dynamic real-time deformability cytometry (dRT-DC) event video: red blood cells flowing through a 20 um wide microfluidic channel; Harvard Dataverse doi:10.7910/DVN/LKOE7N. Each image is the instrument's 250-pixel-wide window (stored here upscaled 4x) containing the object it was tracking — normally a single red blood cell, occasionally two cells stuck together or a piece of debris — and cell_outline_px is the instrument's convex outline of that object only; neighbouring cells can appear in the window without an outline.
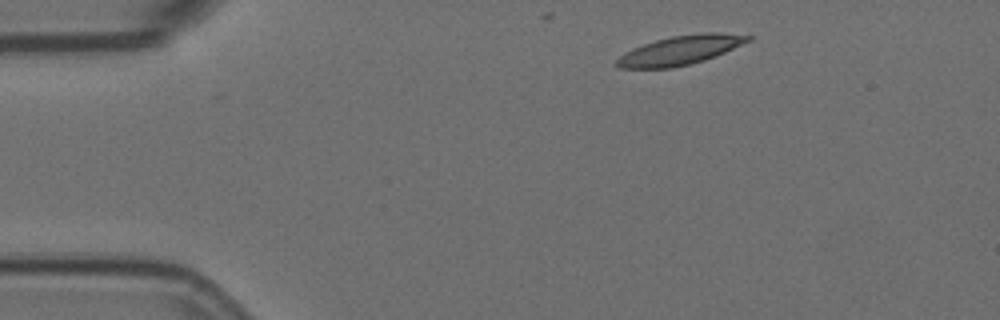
{"species": "Egyptian fruit bat (a non-hibernating species)", "species_latin": "Rousettus aegyptiacus", "temperature_condition": "room temperature", "stored_images_in_passage": 9, "camera_frame_rate_fps": 3000, "um_per_image_px": 0.085, "animal": {"sex": "female"}, "frame": {"image": 1, "passage_image": 1, "time_ms": 0.0, "image_size_px": [1000, 320], "cell_outline_px": [[756, 36], [752, 40], [724, 52], [704, 60], [672, 68], [620, 68], [616, 64], [616, 60], [624, 52], [632, 48], [656, 40], [672, 36], [704, 32], [720, 32]], "centroid_in_image_um": [57.85, 4.25], "position_along_channel_um": 27.1, "area_um2": 22.2}}
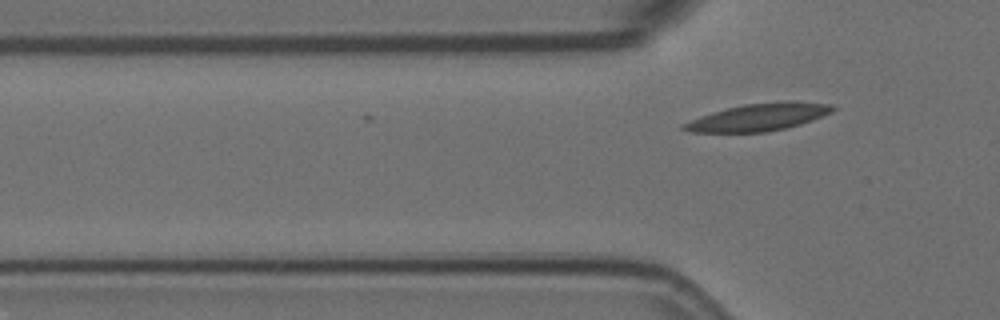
{"frame": {"image": 2, "passage_image": 9, "time_ms": 2.667, "image_size_px": [1000, 320], "cell_outline_px": [[836, 108], [832, 112], [812, 120], [788, 128], [768, 132], [688, 132], [680, 128], [680, 124], [700, 116], [712, 112], [744, 104], [788, 100], [792, 100], [832, 104]], "centroid_in_image_um": [64.49, 9.95], "position_along_channel_um": 61.3, "area_um2": 23.99}}